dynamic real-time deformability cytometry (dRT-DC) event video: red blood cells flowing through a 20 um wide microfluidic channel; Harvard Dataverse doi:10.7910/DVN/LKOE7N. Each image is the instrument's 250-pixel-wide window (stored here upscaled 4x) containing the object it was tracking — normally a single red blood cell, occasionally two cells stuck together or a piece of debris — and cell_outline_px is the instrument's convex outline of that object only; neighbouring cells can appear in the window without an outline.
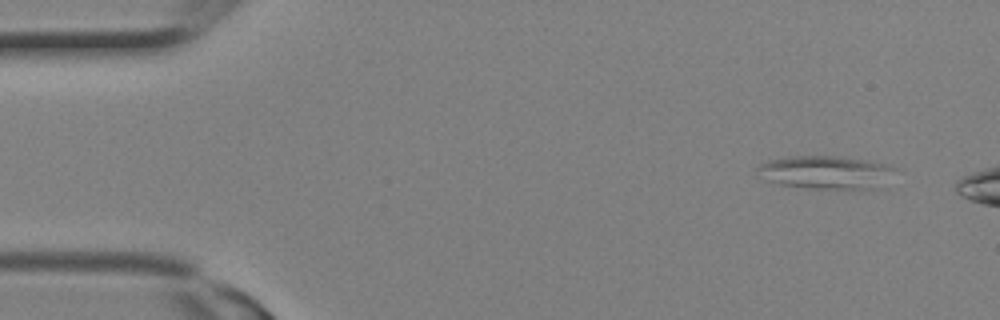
{"species": "Egyptian fruit bat (a non-hibernating species)", "species_latin": "Rousettus aegyptiacus", "temperature_condition": "room temperature", "stored_images_in_passage": 2, "camera_frame_rate_fps": 3000, "um_per_image_px": 0.085, "animal": {"sex": "female"}, "frame": {"image": 1, "passage_image": 1, "time_ms": 0.0, "image_size_px": [1000, 320], "cell_outline_px": [[900, 168], [872, 188], [808, 188], [780, 184], [768, 180], [756, 168], [760, 164], [768, 160], [788, 156], [836, 156], [868, 160], [892, 164]], "centroid_in_image_um": [70.21, 14.61], "position_along_channel_um": 14.8, "area_um2": 26.13}}